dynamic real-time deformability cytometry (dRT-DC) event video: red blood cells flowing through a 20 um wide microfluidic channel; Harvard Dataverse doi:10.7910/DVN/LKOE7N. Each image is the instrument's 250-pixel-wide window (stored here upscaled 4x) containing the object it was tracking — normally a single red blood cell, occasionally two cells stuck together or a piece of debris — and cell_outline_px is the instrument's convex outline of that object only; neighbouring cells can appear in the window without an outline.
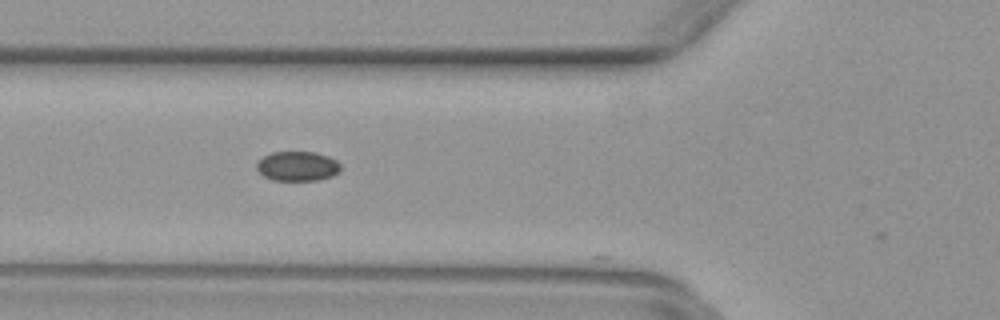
{"species": "common noctule bat (a hibernating species)", "species_latin": "Nyctalus noctula", "temperature_condition": "warm", "stored_images_in_passage": 25, "camera_frame_rate_fps": 3000, "um_per_image_px": 0.085, "animal": {"sex": "female", "body_mass_g": 29.2, "forearm_length_mm": 56.3}, "frame": {"image": 1, "passage_image": 3, "time_ms": 0.667, "image_size_px": [1000, 320], "cell_outline_px": [[340, 172], [332, 176], [316, 180], [272, 180], [264, 176], [256, 168], [256, 164], [264, 156], [272, 152], [316, 152], [328, 156], [336, 160], [340, 164]], "centroid_in_image_um": [25.3, 14.12], "position_along_channel_um": 100.5, "area_um2": 14.45}}
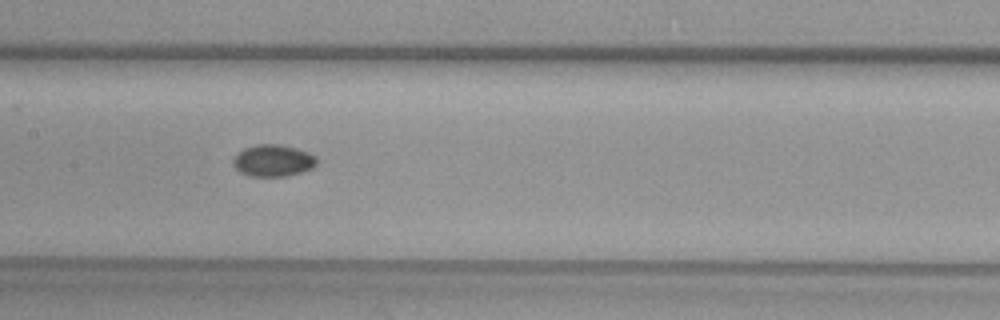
{"frame": {"image": 2, "passage_image": 9, "time_ms": 2.667, "image_size_px": [1000, 320], "cell_outline_px": [[316, 164], [312, 168], [288, 176], [248, 176], [240, 172], [232, 164], [232, 160], [236, 152], [244, 148], [256, 144], [280, 144], [296, 148], [308, 152], [316, 156]], "centroid_in_image_um": [23.17, 13.64], "position_along_channel_um": 184.2, "area_um2": 15.66}}
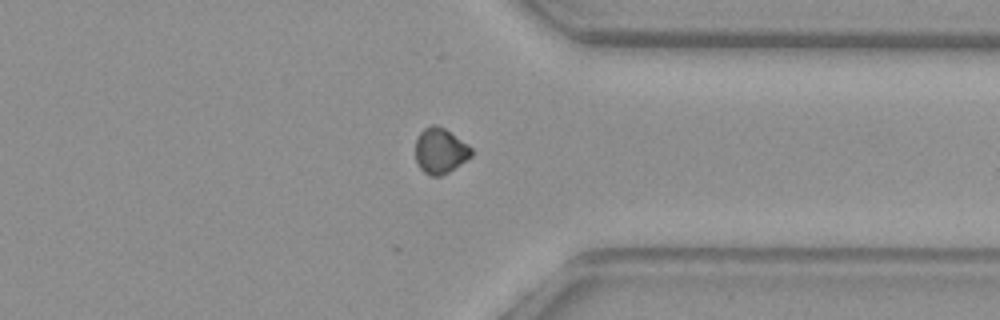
{"frame": {"image": 3, "passage_image": 23, "time_ms": 7.333, "image_size_px": [1000, 320], "cell_outline_px": [[472, 156], [448, 172], [440, 176], [432, 176], [424, 172], [420, 168], [416, 160], [416, 140], [420, 132], [424, 128], [432, 124], [436, 124], [444, 128], [468, 144], [472, 148]], "centroid_in_image_um": [37.42, 12.8], "position_along_channel_um": 374.0, "area_um2": 14.74}}